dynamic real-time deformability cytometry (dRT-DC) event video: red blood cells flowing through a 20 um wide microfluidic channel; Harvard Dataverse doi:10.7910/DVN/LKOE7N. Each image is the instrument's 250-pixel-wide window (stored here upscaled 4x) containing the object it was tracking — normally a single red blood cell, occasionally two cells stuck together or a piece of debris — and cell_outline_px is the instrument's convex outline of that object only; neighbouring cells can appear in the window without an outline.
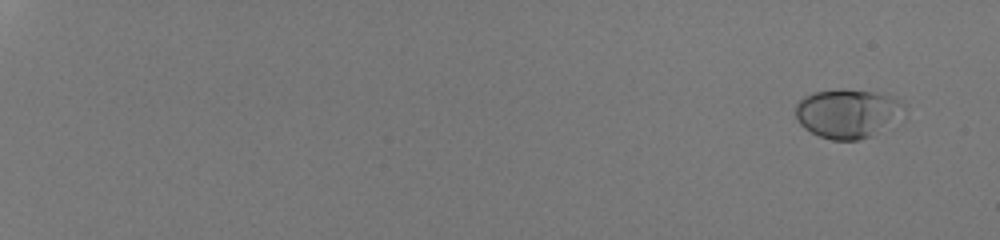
{"species": "human", "species_latin": "Homo sapiens", "temperature_condition": "room temperature", "stored_images_in_passage": 52, "camera_frame_rate_fps": 3000, "um_per_image_px": 0.085, "donor": {"sex": "male"}, "frame": {"image": 1, "passage_image": 1, "time_ms": 0.0, "image_size_px": [1000, 240], "cell_outline_px": [[904, 104], [872, 136], [860, 140], [832, 140], [820, 136], [804, 128], [800, 124], [796, 116], [796, 104], [804, 96], [812, 92], [876, 92], [892, 96]], "centroid_in_image_um": [71.89, 9.67], "position_along_channel_um": 13.1, "area_um2": 29.07}}
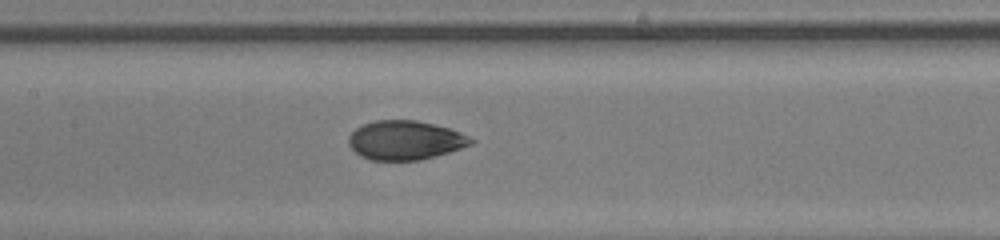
{"frame": {"image": 2, "passage_image": 30, "time_ms": 9.667, "image_size_px": [1000, 240], "cell_outline_px": [[476, 140], [472, 144], [436, 156], [420, 160], [372, 160], [360, 156], [348, 144], [348, 136], [356, 128], [364, 124], [376, 120], [416, 120], [448, 128], [460, 132]], "centroid_in_image_um": [34.43, 11.92], "position_along_channel_um": 173.0, "area_um2": 27.74}}
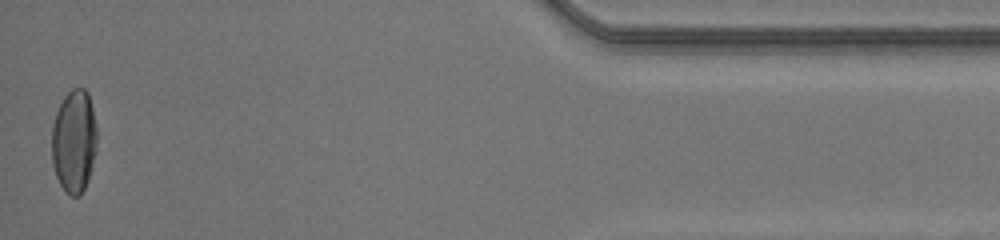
{"frame": {"image": 3, "passage_image": 52, "time_ms": 17.0, "image_size_px": [1000, 240], "cell_outline_px": [[96, 152], [88, 180], [80, 196], [72, 196], [64, 192], [56, 176], [52, 164], [52, 124], [56, 112], [64, 96], [72, 88], [84, 88], [88, 92], [92, 108], [96, 128]], "centroid_in_image_um": [6.28, 12.02], "position_along_channel_um": 428.9, "area_um2": 27.28}, "authors_computed_cell_mechanics": {"area_um2": 27.8018, "velocity_mm_per_s": 4.2295, "shape_relaxation_time_tau1_ms": 5.0808, "shape_relaxation_time_tau2_ms": 0.7855, "deformation_change_tau1": 0.1835, "deformation_change_tau2": 0.0428}}